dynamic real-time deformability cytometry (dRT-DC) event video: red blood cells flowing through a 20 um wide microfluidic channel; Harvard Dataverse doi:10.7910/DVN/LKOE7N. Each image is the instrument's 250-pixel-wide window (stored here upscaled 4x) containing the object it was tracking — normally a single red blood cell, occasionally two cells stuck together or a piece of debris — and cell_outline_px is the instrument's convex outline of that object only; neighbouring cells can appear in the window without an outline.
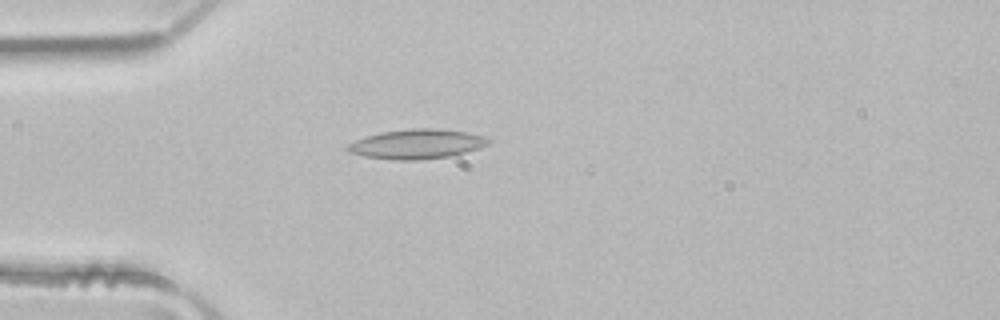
{"species": "common noctule bat (a hibernating species)", "species_latin": "Nyctalus noctula", "temperature_condition": "room temperature", "stored_images_in_passage": 1, "camera_frame_rate_fps": 3000, "um_per_image_px": 0.085, "animal": {"sex": "male", "body_mass_g": 21.5, "forearm_length_mm": 52.0}, "frame": {"image": 1, "passage_image": 1, "time_ms": 0.0, "image_size_px": [1000, 320], "cell_outline_px": [[492, 140], [488, 144], [480, 148], [448, 156], [420, 160], [396, 160], [364, 156], [348, 152], [348, 144], [356, 140], [380, 132], [412, 128], [436, 128], [464, 132], [484, 136]], "centroid_in_image_um": [35.44, 12.24], "position_along_channel_um": 49.6, "area_um2": 24.04}}